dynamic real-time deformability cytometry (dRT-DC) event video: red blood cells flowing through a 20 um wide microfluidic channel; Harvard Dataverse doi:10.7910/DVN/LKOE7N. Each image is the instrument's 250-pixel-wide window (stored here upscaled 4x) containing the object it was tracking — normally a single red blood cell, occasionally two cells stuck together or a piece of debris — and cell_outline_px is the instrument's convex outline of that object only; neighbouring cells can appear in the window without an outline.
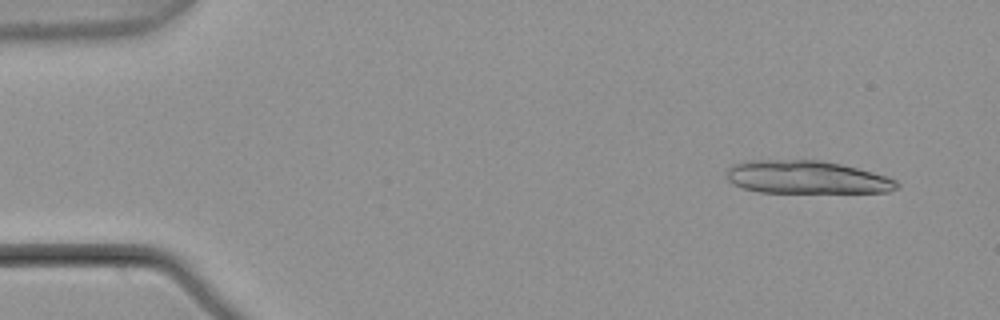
{"species": "common noctule bat (a hibernating species)", "species_latin": "Nyctalus noctula", "temperature_condition": "warm", "stored_images_in_passage": 6, "camera_frame_rate_fps": 3000, "um_per_image_px": 0.085, "animal": {"sex": "male", "body_mass_g": 21.5, "forearm_length_mm": 52.0}, "frame": {"image": 1, "passage_image": 1, "time_ms": 0.0, "image_size_px": [1000, 320], "cell_outline_px": [[900, 184], [896, 188], [888, 192], [760, 192], [744, 188], [732, 184], [728, 180], [728, 168], [732, 164], [748, 160], [824, 160], [888, 176], [896, 180]], "centroid_in_image_um": [68.56, 15.06], "position_along_channel_um": 16.4, "area_um2": 32.66}}
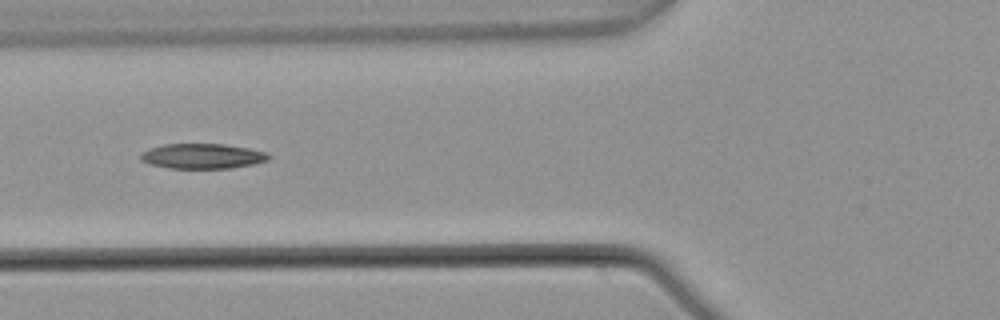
{"frame": {"image": 2, "passage_image": 5, "time_ms": 1.333, "image_size_px": [1000, 320], "cell_outline_px": [[272, 156], [268, 160], [252, 164], [232, 168], [168, 168], [148, 164], [140, 160], [140, 152], [148, 148], [164, 144], [224, 144], [248, 148], [268, 152]], "centroid_in_image_um": [17.18, 13.27], "position_along_channel_um": 108.6, "area_um2": 18.9}}
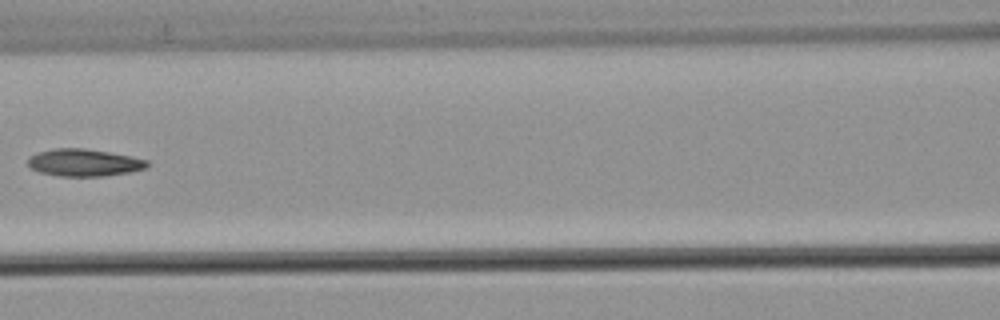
{"frame": {"image": 3, "passage_image": 6, "time_ms": 1.667, "image_size_px": [1000, 320], "cell_outline_px": [[148, 168], [128, 172], [104, 176], [60, 176], [40, 172], [32, 168], [28, 164], [28, 156], [36, 152], [52, 148], [84, 148], [132, 156], [148, 160]], "centroid_in_image_um": [7.13, 13.81], "position_along_channel_um": 159.5, "area_um2": 19.02}}